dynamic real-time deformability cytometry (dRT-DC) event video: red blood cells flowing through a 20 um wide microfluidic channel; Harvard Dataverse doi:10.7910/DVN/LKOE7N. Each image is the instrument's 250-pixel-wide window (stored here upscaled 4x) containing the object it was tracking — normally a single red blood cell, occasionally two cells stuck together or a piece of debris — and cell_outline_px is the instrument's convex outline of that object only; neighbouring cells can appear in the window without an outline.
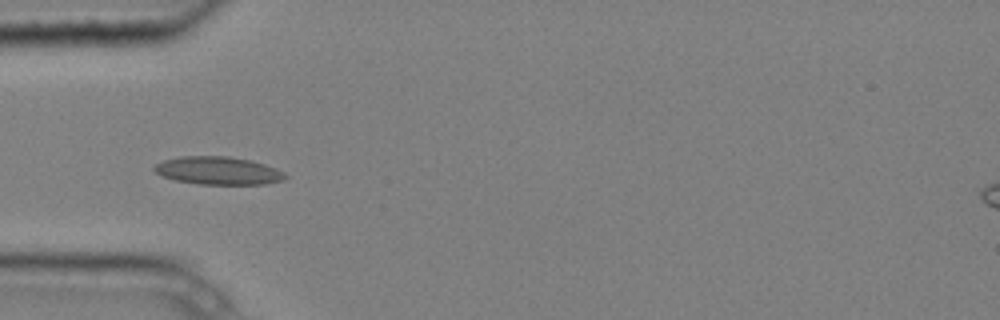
{"species": "common noctule bat (a hibernating species)", "species_latin": "Nyctalus noctula", "temperature_condition": "cold", "stored_images_in_passage": 4, "camera_frame_rate_fps": 3000, "um_per_image_px": 0.085, "animal": {"sex": "male", "body_mass_g": 20.4}, "frame": {"image": 1, "passage_image": 4, "time_ms": 1.0, "image_size_px": [1000, 320], "cell_outline_px": [[288, 176], [284, 180], [264, 184], [200, 184], [176, 180], [164, 176], [156, 172], [152, 168], [156, 164], [164, 160], [180, 156], [228, 156], [252, 160], [276, 168], [284, 172]], "centroid_in_image_um": [18.58, 14.5], "position_along_channel_um": 66.4, "area_um2": 21.27}}